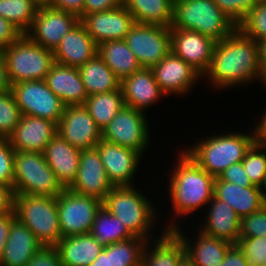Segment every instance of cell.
Segmentation results:
<instances>
[{
	"label": "cell",
	"instance_id": "94428289",
	"mask_svg": "<svg viewBox=\"0 0 266 266\" xmlns=\"http://www.w3.org/2000/svg\"><path fill=\"white\" fill-rule=\"evenodd\" d=\"M261 87H263V89L266 90V77L264 78V83H263V86Z\"/></svg>",
	"mask_w": 266,
	"mask_h": 266
},
{
	"label": "cell",
	"instance_id": "52a82bcc",
	"mask_svg": "<svg viewBox=\"0 0 266 266\" xmlns=\"http://www.w3.org/2000/svg\"><path fill=\"white\" fill-rule=\"evenodd\" d=\"M1 52L10 85L22 81L45 80L55 63L53 51L34 43L26 34H22Z\"/></svg>",
	"mask_w": 266,
	"mask_h": 266
},
{
	"label": "cell",
	"instance_id": "b9f144b4",
	"mask_svg": "<svg viewBox=\"0 0 266 266\" xmlns=\"http://www.w3.org/2000/svg\"><path fill=\"white\" fill-rule=\"evenodd\" d=\"M258 236L266 238V206L241 218L239 239Z\"/></svg>",
	"mask_w": 266,
	"mask_h": 266
},
{
	"label": "cell",
	"instance_id": "2e32d148",
	"mask_svg": "<svg viewBox=\"0 0 266 266\" xmlns=\"http://www.w3.org/2000/svg\"><path fill=\"white\" fill-rule=\"evenodd\" d=\"M190 226L191 231L189 229ZM188 227L187 231L184 226H179L172 230L183 243L185 254L188 258L195 266H220L228 249L233 244L203 233L198 228L196 229V224L194 223H191ZM188 232H190L189 235L187 234Z\"/></svg>",
	"mask_w": 266,
	"mask_h": 266
},
{
	"label": "cell",
	"instance_id": "7402d4cb",
	"mask_svg": "<svg viewBox=\"0 0 266 266\" xmlns=\"http://www.w3.org/2000/svg\"><path fill=\"white\" fill-rule=\"evenodd\" d=\"M121 89L125 106L146 114L155 104L162 103L166 96L158 86L151 68H141L125 77L121 81Z\"/></svg>",
	"mask_w": 266,
	"mask_h": 266
},
{
	"label": "cell",
	"instance_id": "8fae6325",
	"mask_svg": "<svg viewBox=\"0 0 266 266\" xmlns=\"http://www.w3.org/2000/svg\"><path fill=\"white\" fill-rule=\"evenodd\" d=\"M10 90L22 115L41 117L58 125L65 105L48 88L45 80L16 82Z\"/></svg>",
	"mask_w": 266,
	"mask_h": 266
},
{
	"label": "cell",
	"instance_id": "91938a15",
	"mask_svg": "<svg viewBox=\"0 0 266 266\" xmlns=\"http://www.w3.org/2000/svg\"><path fill=\"white\" fill-rule=\"evenodd\" d=\"M262 194H263L264 206H266V180H265L264 186L262 187Z\"/></svg>",
	"mask_w": 266,
	"mask_h": 266
},
{
	"label": "cell",
	"instance_id": "681fc988",
	"mask_svg": "<svg viewBox=\"0 0 266 266\" xmlns=\"http://www.w3.org/2000/svg\"><path fill=\"white\" fill-rule=\"evenodd\" d=\"M83 4L84 0H52L50 7L73 13L81 20L83 18Z\"/></svg>",
	"mask_w": 266,
	"mask_h": 266
},
{
	"label": "cell",
	"instance_id": "4dcf8cb0",
	"mask_svg": "<svg viewBox=\"0 0 266 266\" xmlns=\"http://www.w3.org/2000/svg\"><path fill=\"white\" fill-rule=\"evenodd\" d=\"M146 243L147 240L134 237L103 247L90 266H141Z\"/></svg>",
	"mask_w": 266,
	"mask_h": 266
},
{
	"label": "cell",
	"instance_id": "d590c367",
	"mask_svg": "<svg viewBox=\"0 0 266 266\" xmlns=\"http://www.w3.org/2000/svg\"><path fill=\"white\" fill-rule=\"evenodd\" d=\"M89 233L102 247L135 237L118 217L103 206L97 211Z\"/></svg>",
	"mask_w": 266,
	"mask_h": 266
},
{
	"label": "cell",
	"instance_id": "d4e9b609",
	"mask_svg": "<svg viewBox=\"0 0 266 266\" xmlns=\"http://www.w3.org/2000/svg\"><path fill=\"white\" fill-rule=\"evenodd\" d=\"M43 154L62 186L69 188L78 173L81 150L57 134L46 146Z\"/></svg>",
	"mask_w": 266,
	"mask_h": 266
},
{
	"label": "cell",
	"instance_id": "ac0fdd59",
	"mask_svg": "<svg viewBox=\"0 0 266 266\" xmlns=\"http://www.w3.org/2000/svg\"><path fill=\"white\" fill-rule=\"evenodd\" d=\"M170 30L171 51L203 76L210 67L216 42L199 32L178 28Z\"/></svg>",
	"mask_w": 266,
	"mask_h": 266
},
{
	"label": "cell",
	"instance_id": "ba28073f",
	"mask_svg": "<svg viewBox=\"0 0 266 266\" xmlns=\"http://www.w3.org/2000/svg\"><path fill=\"white\" fill-rule=\"evenodd\" d=\"M16 218L25 224L43 246H56L62 239L57 197L14 195Z\"/></svg>",
	"mask_w": 266,
	"mask_h": 266
},
{
	"label": "cell",
	"instance_id": "e575fe53",
	"mask_svg": "<svg viewBox=\"0 0 266 266\" xmlns=\"http://www.w3.org/2000/svg\"><path fill=\"white\" fill-rule=\"evenodd\" d=\"M83 105L102 131L125 106L122 89L90 95Z\"/></svg>",
	"mask_w": 266,
	"mask_h": 266
},
{
	"label": "cell",
	"instance_id": "680465c9",
	"mask_svg": "<svg viewBox=\"0 0 266 266\" xmlns=\"http://www.w3.org/2000/svg\"><path fill=\"white\" fill-rule=\"evenodd\" d=\"M38 7L50 6L52 0H32Z\"/></svg>",
	"mask_w": 266,
	"mask_h": 266
},
{
	"label": "cell",
	"instance_id": "6125c7cd",
	"mask_svg": "<svg viewBox=\"0 0 266 266\" xmlns=\"http://www.w3.org/2000/svg\"><path fill=\"white\" fill-rule=\"evenodd\" d=\"M172 3H175V2H177V1H180V0H170Z\"/></svg>",
	"mask_w": 266,
	"mask_h": 266
},
{
	"label": "cell",
	"instance_id": "ab89813d",
	"mask_svg": "<svg viewBox=\"0 0 266 266\" xmlns=\"http://www.w3.org/2000/svg\"><path fill=\"white\" fill-rule=\"evenodd\" d=\"M238 28L255 41L266 38V3L261 0L248 12Z\"/></svg>",
	"mask_w": 266,
	"mask_h": 266
},
{
	"label": "cell",
	"instance_id": "7dc6e473",
	"mask_svg": "<svg viewBox=\"0 0 266 266\" xmlns=\"http://www.w3.org/2000/svg\"><path fill=\"white\" fill-rule=\"evenodd\" d=\"M21 35L11 22L0 16V51L14 43Z\"/></svg>",
	"mask_w": 266,
	"mask_h": 266
},
{
	"label": "cell",
	"instance_id": "db71d44e",
	"mask_svg": "<svg viewBox=\"0 0 266 266\" xmlns=\"http://www.w3.org/2000/svg\"><path fill=\"white\" fill-rule=\"evenodd\" d=\"M14 193L11 187L0 183V214L13 210Z\"/></svg>",
	"mask_w": 266,
	"mask_h": 266
},
{
	"label": "cell",
	"instance_id": "cb8c5ba5",
	"mask_svg": "<svg viewBox=\"0 0 266 266\" xmlns=\"http://www.w3.org/2000/svg\"><path fill=\"white\" fill-rule=\"evenodd\" d=\"M97 54V44L79 21L53 51L55 63L79 68Z\"/></svg>",
	"mask_w": 266,
	"mask_h": 266
},
{
	"label": "cell",
	"instance_id": "603a6c76",
	"mask_svg": "<svg viewBox=\"0 0 266 266\" xmlns=\"http://www.w3.org/2000/svg\"><path fill=\"white\" fill-rule=\"evenodd\" d=\"M57 135V125L41 117L22 115L15 130L8 136L14 151L44 152Z\"/></svg>",
	"mask_w": 266,
	"mask_h": 266
},
{
	"label": "cell",
	"instance_id": "f35d334b",
	"mask_svg": "<svg viewBox=\"0 0 266 266\" xmlns=\"http://www.w3.org/2000/svg\"><path fill=\"white\" fill-rule=\"evenodd\" d=\"M22 117L11 90L0 92V138H8Z\"/></svg>",
	"mask_w": 266,
	"mask_h": 266
},
{
	"label": "cell",
	"instance_id": "836d02e7",
	"mask_svg": "<svg viewBox=\"0 0 266 266\" xmlns=\"http://www.w3.org/2000/svg\"><path fill=\"white\" fill-rule=\"evenodd\" d=\"M135 23L170 27L173 3L170 0H123Z\"/></svg>",
	"mask_w": 266,
	"mask_h": 266
},
{
	"label": "cell",
	"instance_id": "9a60e30c",
	"mask_svg": "<svg viewBox=\"0 0 266 266\" xmlns=\"http://www.w3.org/2000/svg\"><path fill=\"white\" fill-rule=\"evenodd\" d=\"M113 186H134L143 156L132 149L103 139L95 146ZM141 163V164H140Z\"/></svg>",
	"mask_w": 266,
	"mask_h": 266
},
{
	"label": "cell",
	"instance_id": "4316f807",
	"mask_svg": "<svg viewBox=\"0 0 266 266\" xmlns=\"http://www.w3.org/2000/svg\"><path fill=\"white\" fill-rule=\"evenodd\" d=\"M42 246L31 230L15 218L0 258V266H26Z\"/></svg>",
	"mask_w": 266,
	"mask_h": 266
},
{
	"label": "cell",
	"instance_id": "c3c4849f",
	"mask_svg": "<svg viewBox=\"0 0 266 266\" xmlns=\"http://www.w3.org/2000/svg\"><path fill=\"white\" fill-rule=\"evenodd\" d=\"M123 5V0H84L83 17L101 11L111 10Z\"/></svg>",
	"mask_w": 266,
	"mask_h": 266
},
{
	"label": "cell",
	"instance_id": "6f0895ef",
	"mask_svg": "<svg viewBox=\"0 0 266 266\" xmlns=\"http://www.w3.org/2000/svg\"><path fill=\"white\" fill-rule=\"evenodd\" d=\"M177 266H195L193 262L185 254L178 262Z\"/></svg>",
	"mask_w": 266,
	"mask_h": 266
},
{
	"label": "cell",
	"instance_id": "277c9868",
	"mask_svg": "<svg viewBox=\"0 0 266 266\" xmlns=\"http://www.w3.org/2000/svg\"><path fill=\"white\" fill-rule=\"evenodd\" d=\"M136 186H114L102 201V206L118 217L135 237L155 240L166 231L160 222L161 211H158L162 206L156 208L158 205L154 199L148 198V193L145 195Z\"/></svg>",
	"mask_w": 266,
	"mask_h": 266
},
{
	"label": "cell",
	"instance_id": "8d00e7d4",
	"mask_svg": "<svg viewBox=\"0 0 266 266\" xmlns=\"http://www.w3.org/2000/svg\"><path fill=\"white\" fill-rule=\"evenodd\" d=\"M38 6L32 0H0V16L11 22L22 34L32 27Z\"/></svg>",
	"mask_w": 266,
	"mask_h": 266
},
{
	"label": "cell",
	"instance_id": "8992f818",
	"mask_svg": "<svg viewBox=\"0 0 266 266\" xmlns=\"http://www.w3.org/2000/svg\"><path fill=\"white\" fill-rule=\"evenodd\" d=\"M14 195L57 197L64 191L42 152L15 151Z\"/></svg>",
	"mask_w": 266,
	"mask_h": 266
},
{
	"label": "cell",
	"instance_id": "ffe728a7",
	"mask_svg": "<svg viewBox=\"0 0 266 266\" xmlns=\"http://www.w3.org/2000/svg\"><path fill=\"white\" fill-rule=\"evenodd\" d=\"M80 22L97 45L106 41L124 40L135 24L133 15L124 5L88 14Z\"/></svg>",
	"mask_w": 266,
	"mask_h": 266
},
{
	"label": "cell",
	"instance_id": "484cf974",
	"mask_svg": "<svg viewBox=\"0 0 266 266\" xmlns=\"http://www.w3.org/2000/svg\"><path fill=\"white\" fill-rule=\"evenodd\" d=\"M45 82L65 106L83 105L88 97L76 67L54 63Z\"/></svg>",
	"mask_w": 266,
	"mask_h": 266
},
{
	"label": "cell",
	"instance_id": "44dd1931",
	"mask_svg": "<svg viewBox=\"0 0 266 266\" xmlns=\"http://www.w3.org/2000/svg\"><path fill=\"white\" fill-rule=\"evenodd\" d=\"M195 221L194 224L198 223L196 228L207 235L232 244H237L239 240L241 218L228 203L214 196L206 206L202 217Z\"/></svg>",
	"mask_w": 266,
	"mask_h": 266
},
{
	"label": "cell",
	"instance_id": "ee69618b",
	"mask_svg": "<svg viewBox=\"0 0 266 266\" xmlns=\"http://www.w3.org/2000/svg\"><path fill=\"white\" fill-rule=\"evenodd\" d=\"M15 151L7 138H0V183L13 189Z\"/></svg>",
	"mask_w": 266,
	"mask_h": 266
},
{
	"label": "cell",
	"instance_id": "e0dca14e",
	"mask_svg": "<svg viewBox=\"0 0 266 266\" xmlns=\"http://www.w3.org/2000/svg\"><path fill=\"white\" fill-rule=\"evenodd\" d=\"M57 134L80 150L95 148L102 139L101 129L84 105L65 106Z\"/></svg>",
	"mask_w": 266,
	"mask_h": 266
},
{
	"label": "cell",
	"instance_id": "816d5d0a",
	"mask_svg": "<svg viewBox=\"0 0 266 266\" xmlns=\"http://www.w3.org/2000/svg\"><path fill=\"white\" fill-rule=\"evenodd\" d=\"M15 218L14 209L10 212L0 214V258L8 238L10 226Z\"/></svg>",
	"mask_w": 266,
	"mask_h": 266
},
{
	"label": "cell",
	"instance_id": "74e56055",
	"mask_svg": "<svg viewBox=\"0 0 266 266\" xmlns=\"http://www.w3.org/2000/svg\"><path fill=\"white\" fill-rule=\"evenodd\" d=\"M241 162L251 184L262 188L266 180V146L254 142Z\"/></svg>",
	"mask_w": 266,
	"mask_h": 266
},
{
	"label": "cell",
	"instance_id": "f6af8a7d",
	"mask_svg": "<svg viewBox=\"0 0 266 266\" xmlns=\"http://www.w3.org/2000/svg\"><path fill=\"white\" fill-rule=\"evenodd\" d=\"M26 266H63L55 246H42Z\"/></svg>",
	"mask_w": 266,
	"mask_h": 266
},
{
	"label": "cell",
	"instance_id": "5b68a950",
	"mask_svg": "<svg viewBox=\"0 0 266 266\" xmlns=\"http://www.w3.org/2000/svg\"><path fill=\"white\" fill-rule=\"evenodd\" d=\"M237 27L213 0H180L173 3L170 28L199 32L218 42Z\"/></svg>",
	"mask_w": 266,
	"mask_h": 266
},
{
	"label": "cell",
	"instance_id": "7a4b0ae2",
	"mask_svg": "<svg viewBox=\"0 0 266 266\" xmlns=\"http://www.w3.org/2000/svg\"><path fill=\"white\" fill-rule=\"evenodd\" d=\"M204 79L210 91L216 90L217 93L226 90L230 93L232 88L241 90L245 86L246 90L255 81L263 86L257 42L237 27L228 37L216 42Z\"/></svg>",
	"mask_w": 266,
	"mask_h": 266
},
{
	"label": "cell",
	"instance_id": "30bf717a",
	"mask_svg": "<svg viewBox=\"0 0 266 266\" xmlns=\"http://www.w3.org/2000/svg\"><path fill=\"white\" fill-rule=\"evenodd\" d=\"M101 206V200L65 188L57 196V211L62 238L88 234Z\"/></svg>",
	"mask_w": 266,
	"mask_h": 266
},
{
	"label": "cell",
	"instance_id": "f546056e",
	"mask_svg": "<svg viewBox=\"0 0 266 266\" xmlns=\"http://www.w3.org/2000/svg\"><path fill=\"white\" fill-rule=\"evenodd\" d=\"M184 255L181 240L172 231H165L159 238L147 241L141 266H177Z\"/></svg>",
	"mask_w": 266,
	"mask_h": 266
},
{
	"label": "cell",
	"instance_id": "6da1fadb",
	"mask_svg": "<svg viewBox=\"0 0 266 266\" xmlns=\"http://www.w3.org/2000/svg\"><path fill=\"white\" fill-rule=\"evenodd\" d=\"M174 151V157L176 156L174 159L176 160L171 161L172 166L169 164L171 169L169 166L167 167L170 173L169 171L168 173L165 172V176L168 177L166 180H170L166 181L167 187H163L164 190L167 189L165 190L167 193L162 195L168 199L166 207L171 205L169 207L172 209L169 215L165 213L168 216L167 219H163L165 221L163 226L166 231H172L182 225L188 226L189 221L190 224L191 221L193 224L196 215L198 216L200 213L199 216H202L214 193L215 177L202 169L181 147L177 149V153L176 150ZM195 212L196 214H194ZM183 220L186 221L187 225L182 222Z\"/></svg>",
	"mask_w": 266,
	"mask_h": 266
},
{
	"label": "cell",
	"instance_id": "3957f363",
	"mask_svg": "<svg viewBox=\"0 0 266 266\" xmlns=\"http://www.w3.org/2000/svg\"><path fill=\"white\" fill-rule=\"evenodd\" d=\"M248 131L238 130H218L210 132L192 140L193 143L180 146L202 169L208 174L218 177L224 170L232 164L241 162L245 153L255 142L252 125ZM230 130V131H229ZM251 130V131H250ZM221 131V132H220ZM223 131V132H222ZM214 134V135H212ZM193 144V145H192ZM192 145V146H191ZM183 147V148H182Z\"/></svg>",
	"mask_w": 266,
	"mask_h": 266
},
{
	"label": "cell",
	"instance_id": "f1b7e54d",
	"mask_svg": "<svg viewBox=\"0 0 266 266\" xmlns=\"http://www.w3.org/2000/svg\"><path fill=\"white\" fill-rule=\"evenodd\" d=\"M55 248L63 266H89L103 250L90 233L63 237Z\"/></svg>",
	"mask_w": 266,
	"mask_h": 266
},
{
	"label": "cell",
	"instance_id": "d6a6232c",
	"mask_svg": "<svg viewBox=\"0 0 266 266\" xmlns=\"http://www.w3.org/2000/svg\"><path fill=\"white\" fill-rule=\"evenodd\" d=\"M78 69L88 96L107 93L121 88L120 79L111 71L98 54Z\"/></svg>",
	"mask_w": 266,
	"mask_h": 266
},
{
	"label": "cell",
	"instance_id": "7bdbcfd3",
	"mask_svg": "<svg viewBox=\"0 0 266 266\" xmlns=\"http://www.w3.org/2000/svg\"><path fill=\"white\" fill-rule=\"evenodd\" d=\"M216 5L238 26L261 0H213Z\"/></svg>",
	"mask_w": 266,
	"mask_h": 266
},
{
	"label": "cell",
	"instance_id": "f5cc1de1",
	"mask_svg": "<svg viewBox=\"0 0 266 266\" xmlns=\"http://www.w3.org/2000/svg\"><path fill=\"white\" fill-rule=\"evenodd\" d=\"M260 113L261 114L259 115V118H257L254 123L252 121V128L254 132L255 143L266 146V107Z\"/></svg>",
	"mask_w": 266,
	"mask_h": 266
},
{
	"label": "cell",
	"instance_id": "83f0119b",
	"mask_svg": "<svg viewBox=\"0 0 266 266\" xmlns=\"http://www.w3.org/2000/svg\"><path fill=\"white\" fill-rule=\"evenodd\" d=\"M213 196L228 203L242 218L257 212L264 206L262 188L257 186L241 187L215 177Z\"/></svg>",
	"mask_w": 266,
	"mask_h": 266
},
{
	"label": "cell",
	"instance_id": "7c38bea8",
	"mask_svg": "<svg viewBox=\"0 0 266 266\" xmlns=\"http://www.w3.org/2000/svg\"><path fill=\"white\" fill-rule=\"evenodd\" d=\"M124 40L142 68H152L171 52L167 26L135 23Z\"/></svg>",
	"mask_w": 266,
	"mask_h": 266
},
{
	"label": "cell",
	"instance_id": "bcb514c9",
	"mask_svg": "<svg viewBox=\"0 0 266 266\" xmlns=\"http://www.w3.org/2000/svg\"><path fill=\"white\" fill-rule=\"evenodd\" d=\"M222 181L237 184L241 187L254 186L251 184L249 177L242 165V162L232 164L224 170L219 176Z\"/></svg>",
	"mask_w": 266,
	"mask_h": 266
},
{
	"label": "cell",
	"instance_id": "f907efd6",
	"mask_svg": "<svg viewBox=\"0 0 266 266\" xmlns=\"http://www.w3.org/2000/svg\"><path fill=\"white\" fill-rule=\"evenodd\" d=\"M220 266H250L242 250L237 244H233L227 251Z\"/></svg>",
	"mask_w": 266,
	"mask_h": 266
},
{
	"label": "cell",
	"instance_id": "60d3db41",
	"mask_svg": "<svg viewBox=\"0 0 266 266\" xmlns=\"http://www.w3.org/2000/svg\"><path fill=\"white\" fill-rule=\"evenodd\" d=\"M250 266H266V238H241L237 242Z\"/></svg>",
	"mask_w": 266,
	"mask_h": 266
},
{
	"label": "cell",
	"instance_id": "9c48e42d",
	"mask_svg": "<svg viewBox=\"0 0 266 266\" xmlns=\"http://www.w3.org/2000/svg\"><path fill=\"white\" fill-rule=\"evenodd\" d=\"M148 118L146 113L124 106L102 130V139L146 155L150 142L155 141L151 139L153 132Z\"/></svg>",
	"mask_w": 266,
	"mask_h": 266
},
{
	"label": "cell",
	"instance_id": "5bb4252c",
	"mask_svg": "<svg viewBox=\"0 0 266 266\" xmlns=\"http://www.w3.org/2000/svg\"><path fill=\"white\" fill-rule=\"evenodd\" d=\"M80 21L73 13L50 6L39 7L26 35L46 49L54 51L62 38Z\"/></svg>",
	"mask_w": 266,
	"mask_h": 266
},
{
	"label": "cell",
	"instance_id": "4fadbf2b",
	"mask_svg": "<svg viewBox=\"0 0 266 266\" xmlns=\"http://www.w3.org/2000/svg\"><path fill=\"white\" fill-rule=\"evenodd\" d=\"M151 69L166 99L168 96L185 98L203 81V76L198 71L172 51Z\"/></svg>",
	"mask_w": 266,
	"mask_h": 266
},
{
	"label": "cell",
	"instance_id": "1f68e13d",
	"mask_svg": "<svg viewBox=\"0 0 266 266\" xmlns=\"http://www.w3.org/2000/svg\"><path fill=\"white\" fill-rule=\"evenodd\" d=\"M97 54L120 81L142 68L125 40L103 42L97 45Z\"/></svg>",
	"mask_w": 266,
	"mask_h": 266
},
{
	"label": "cell",
	"instance_id": "9f6ffc18",
	"mask_svg": "<svg viewBox=\"0 0 266 266\" xmlns=\"http://www.w3.org/2000/svg\"><path fill=\"white\" fill-rule=\"evenodd\" d=\"M259 49V62H260V69L262 72L263 77H266V38L257 40Z\"/></svg>",
	"mask_w": 266,
	"mask_h": 266
},
{
	"label": "cell",
	"instance_id": "d6986e66",
	"mask_svg": "<svg viewBox=\"0 0 266 266\" xmlns=\"http://www.w3.org/2000/svg\"><path fill=\"white\" fill-rule=\"evenodd\" d=\"M113 187L98 150L96 148L81 150L78 173L69 189L103 201Z\"/></svg>",
	"mask_w": 266,
	"mask_h": 266
},
{
	"label": "cell",
	"instance_id": "11a10c76",
	"mask_svg": "<svg viewBox=\"0 0 266 266\" xmlns=\"http://www.w3.org/2000/svg\"><path fill=\"white\" fill-rule=\"evenodd\" d=\"M10 82L7 76L5 59L0 51V92L10 90Z\"/></svg>",
	"mask_w": 266,
	"mask_h": 266
}]
</instances>
